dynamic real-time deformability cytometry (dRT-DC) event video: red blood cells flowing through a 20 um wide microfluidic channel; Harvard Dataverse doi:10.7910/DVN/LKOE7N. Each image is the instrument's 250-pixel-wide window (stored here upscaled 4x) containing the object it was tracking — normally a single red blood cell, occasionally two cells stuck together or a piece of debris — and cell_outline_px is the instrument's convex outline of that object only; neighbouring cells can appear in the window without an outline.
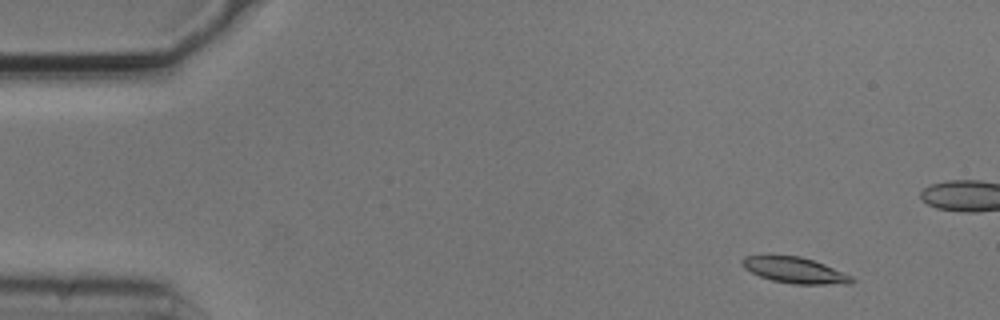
{"species": "common noctule bat (a hibernating species)", "species_latin": "Nyctalus noctula", "temperature_condition": "cold", "stored_images_in_passage": 5, "camera_frame_rate_fps": 3000, "um_per_image_px": 0.085, "animal": {"sex": "male", "body_mass_g": 20.5, "forearm_length_mm": 52.5}, "frame": {"image": 1, "passage_image": 1, "time_ms": 0.0, "image_size_px": [1000, 320], "cell_outline_px": [[856, 280], [848, 284], [792, 284], [772, 280], [760, 276], [744, 268], [740, 264], [740, 260], [744, 256], [800, 256], [824, 264], [852, 276]], "centroid_in_image_um": [67.55, 22.98], "position_along_channel_um": 17.4, "area_um2": 16.42}}